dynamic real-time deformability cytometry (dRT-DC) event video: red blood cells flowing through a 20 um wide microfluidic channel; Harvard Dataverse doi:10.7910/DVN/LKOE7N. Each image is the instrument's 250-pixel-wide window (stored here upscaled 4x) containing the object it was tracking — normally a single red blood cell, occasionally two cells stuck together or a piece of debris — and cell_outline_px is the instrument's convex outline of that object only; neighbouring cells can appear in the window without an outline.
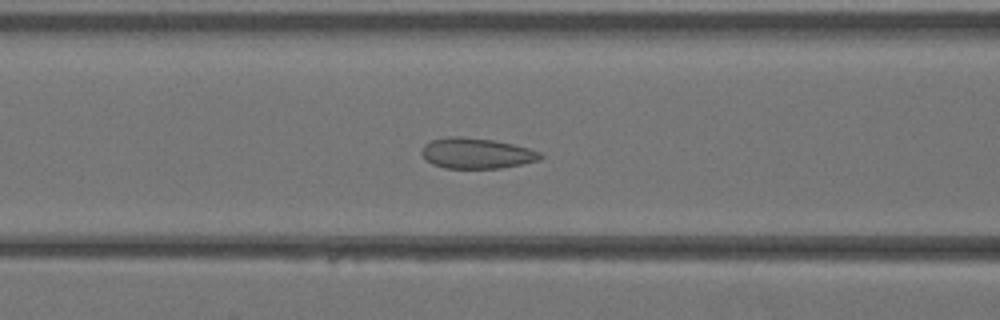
{"species": "Egyptian fruit bat (a non-hibernating species)", "species_latin": "Rousettus aegyptiacus", "temperature_condition": "warm", "stored_images_in_passage": 32, "camera_frame_rate_fps": 3000, "um_per_image_px": 0.085, "animal": {"sex": "female"}, "frame": {"image": 1, "passage_image": 10, "time_ms": 3.0, "image_size_px": [1000, 320], "cell_outline_px": [[544, 156], [540, 160], [500, 168], [444, 168], [432, 164], [420, 152], [424, 144], [432, 140], [448, 136], [460, 136], [492, 140], [512, 144], [528, 148], [540, 152]], "centroid_in_image_um": [40.49, 13.03], "position_along_channel_um": 126.1, "area_um2": 21.04}}
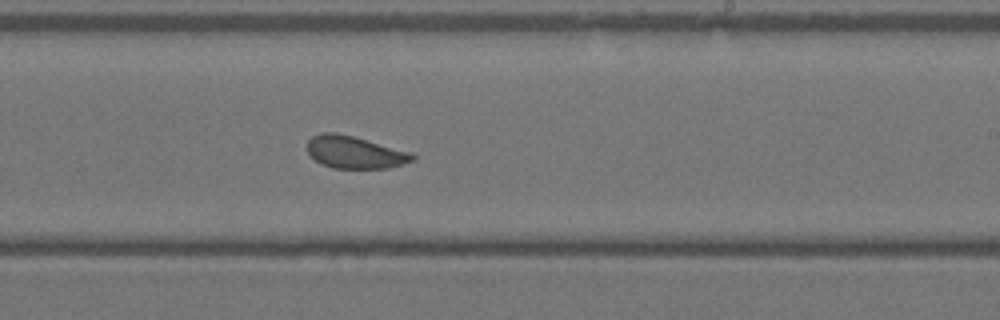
{"frame": {"image": 2, "passage_image": 18, "time_ms": 5.667, "image_size_px": [1000, 320], "cell_outline_px": [[416, 160], [388, 168], [332, 168], [316, 160], [308, 152], [308, 140], [312, 136], [320, 132], [336, 132], [352, 136], [412, 152], [416, 156]], "centroid_in_image_um": [30.18, 12.93], "position_along_channel_um": 258.8, "area_um2": 19.77}}
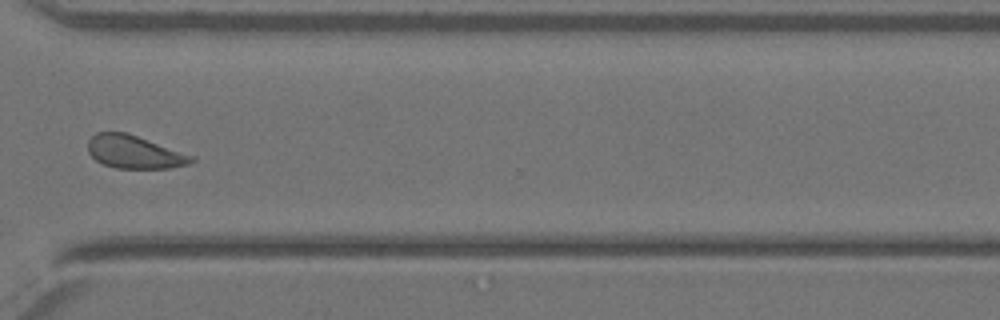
{"frame": {"image": 3, "passage_image": 24, "time_ms": 7.667, "image_size_px": [1000, 320], "cell_outline_px": [[196, 160], [188, 164], [168, 168], [116, 168], [104, 164], [96, 160], [88, 152], [88, 140], [96, 132], [124, 132], [196, 156]], "centroid_in_image_um": [11.43, 12.92], "position_along_channel_um": 359.2, "area_um2": 19.77}}